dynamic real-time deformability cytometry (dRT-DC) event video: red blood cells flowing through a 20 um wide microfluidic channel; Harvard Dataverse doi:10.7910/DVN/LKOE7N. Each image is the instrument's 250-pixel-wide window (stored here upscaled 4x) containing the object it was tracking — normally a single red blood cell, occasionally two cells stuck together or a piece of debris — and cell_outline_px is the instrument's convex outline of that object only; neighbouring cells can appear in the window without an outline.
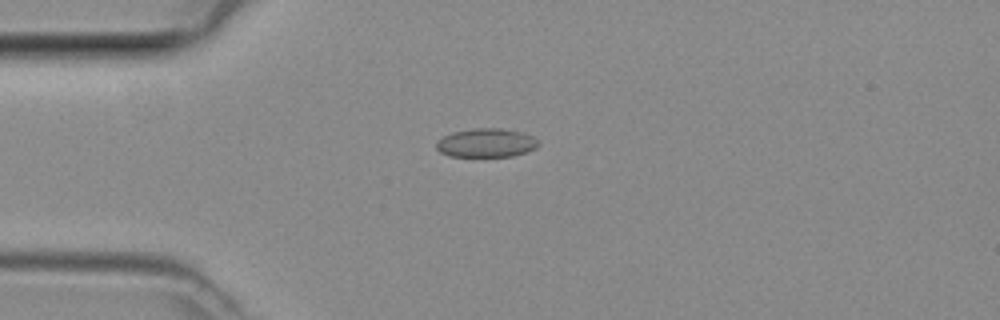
{"species": "common noctule bat (a hibernating species)", "species_latin": "Nyctalus noctula", "temperature_condition": "room temperature", "stored_images_in_passage": 37, "camera_frame_rate_fps": 3000, "um_per_image_px": 0.085, "animal": {"sex": "female", "body_mass_g": 29.2, "forearm_length_mm": 56.3}, "frame": {"image": 1, "passage_image": 2, "time_ms": 0.333, "image_size_px": [1000, 320], "cell_outline_px": [[540, 144], [536, 148], [512, 156], [448, 156], [440, 152], [436, 148], [436, 140], [452, 132], [472, 128], [500, 128], [524, 132], [532, 136]], "centroid_in_image_um": [41.31, 12.13], "position_along_channel_um": 43.7, "area_um2": 17.17}}
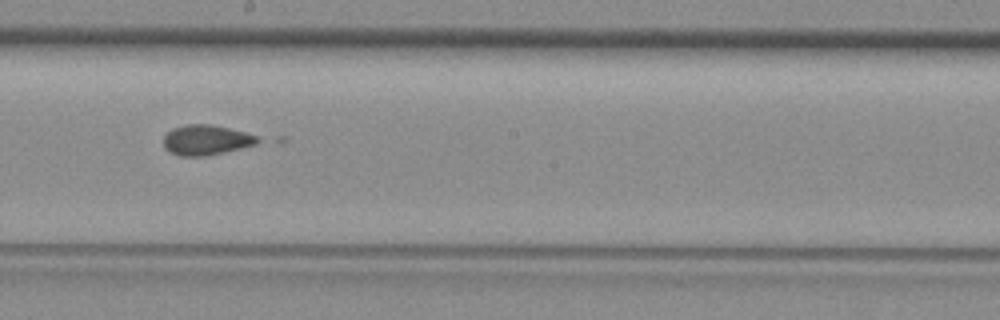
{"frame": {"image": 2, "passage_image": 16, "time_ms": 5.0, "image_size_px": [1000, 320], "cell_outline_px": [[264, 140], [256, 144], [240, 148], [204, 156], [180, 156], [168, 152], [164, 148], [164, 136], [172, 128], [184, 124], [212, 124], [244, 132], [256, 136]], "centroid_in_image_um": [17.5, 11.89], "position_along_channel_um": 230.7, "area_um2": 16.53}}
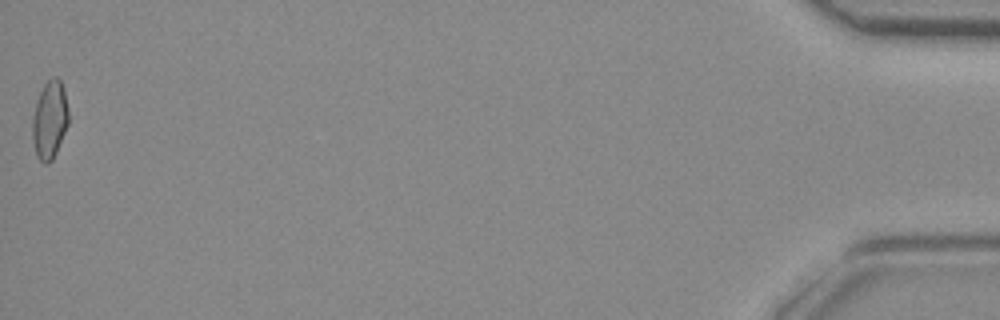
{"frame": {"image": 3, "passage_image": 37, "time_ms": 12.0, "image_size_px": [1000, 320], "cell_outline_px": [[68, 124], [56, 152], [52, 160], [48, 164], [44, 164], [36, 156], [32, 140], [32, 116], [36, 100], [44, 84], [52, 76], [56, 76], [60, 80], [64, 88], [68, 108]], "centroid_in_image_um": [4.21, 10.18], "position_along_channel_um": 431.0, "area_um2": 16.65}}